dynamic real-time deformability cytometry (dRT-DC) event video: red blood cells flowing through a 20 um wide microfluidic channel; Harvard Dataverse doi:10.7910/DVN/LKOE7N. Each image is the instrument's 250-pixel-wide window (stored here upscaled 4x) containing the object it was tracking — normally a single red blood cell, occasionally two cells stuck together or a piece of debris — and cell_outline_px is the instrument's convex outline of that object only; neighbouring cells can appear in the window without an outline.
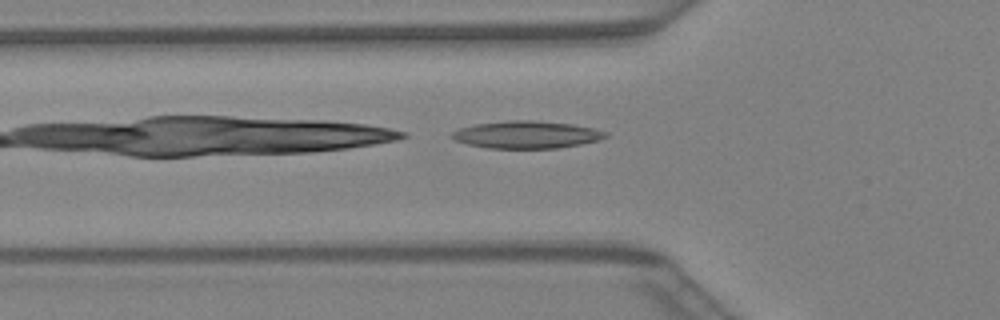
{"species": "Egyptian fruit bat (a non-hibernating species)", "species_latin": "Rousettus aegyptiacus", "temperature_condition": "warm", "stored_images_in_passage": 27, "camera_frame_rate_fps": 3000, "um_per_image_px": 0.085, "animal": {"sex": "female"}, "frame": {"image": 1, "passage_image": 3, "time_ms": 0.667, "image_size_px": [1000, 320], "cell_outline_px": [[608, 136], [600, 140], [580, 144], [556, 148], [488, 148], [468, 144], [456, 140], [452, 136], [452, 132], [460, 128], [476, 124], [508, 120], [536, 120], [572, 124], [592, 128], [608, 132]], "centroid_in_image_um": [44.79, 11.44], "position_along_channel_um": 81.0, "area_um2": 24.39}}
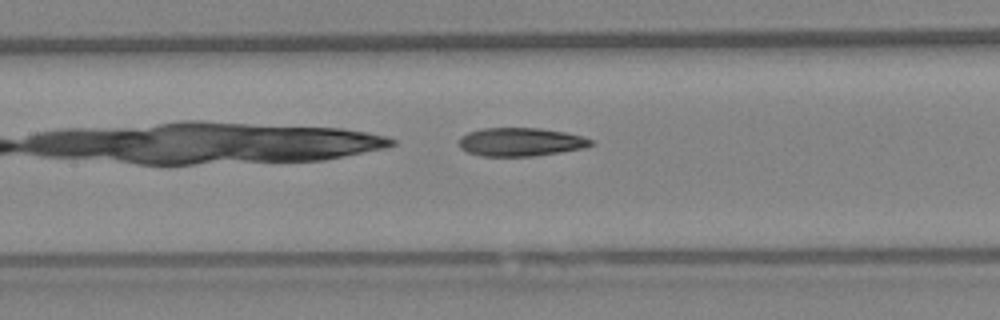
{"frame": {"image": 2, "passage_image": 8, "time_ms": 2.333, "image_size_px": [1000, 320], "cell_outline_px": [[592, 144], [584, 148], [536, 156], [480, 156], [468, 152], [460, 148], [460, 136], [468, 132], [480, 128], [540, 128], [564, 132], [584, 136], [592, 140]], "centroid_in_image_um": [44.24, 12.06], "position_along_channel_um": 163.2, "area_um2": 21.91}}
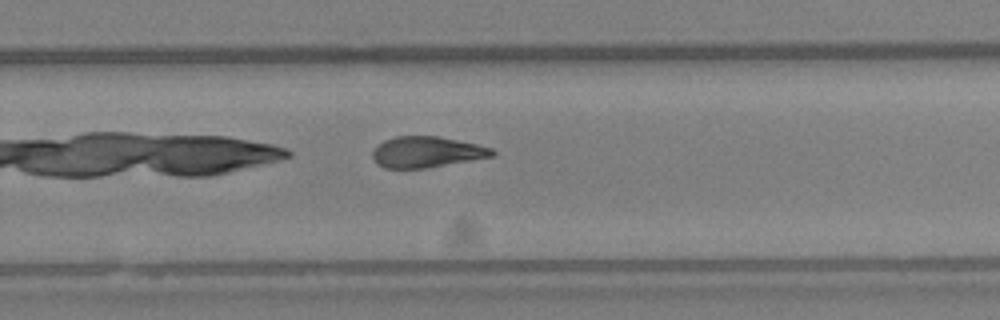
{"frame": {"image": 3, "passage_image": 16, "time_ms": 5.0, "image_size_px": [1000, 320], "cell_outline_px": [[496, 156], [424, 168], [384, 168], [376, 164], [372, 156], [372, 152], [384, 140], [396, 136], [436, 136], [476, 144], [492, 148], [496, 152]], "centroid_in_image_um": [36.27, 12.93], "position_along_channel_um": 293.5, "area_um2": 21.44}}